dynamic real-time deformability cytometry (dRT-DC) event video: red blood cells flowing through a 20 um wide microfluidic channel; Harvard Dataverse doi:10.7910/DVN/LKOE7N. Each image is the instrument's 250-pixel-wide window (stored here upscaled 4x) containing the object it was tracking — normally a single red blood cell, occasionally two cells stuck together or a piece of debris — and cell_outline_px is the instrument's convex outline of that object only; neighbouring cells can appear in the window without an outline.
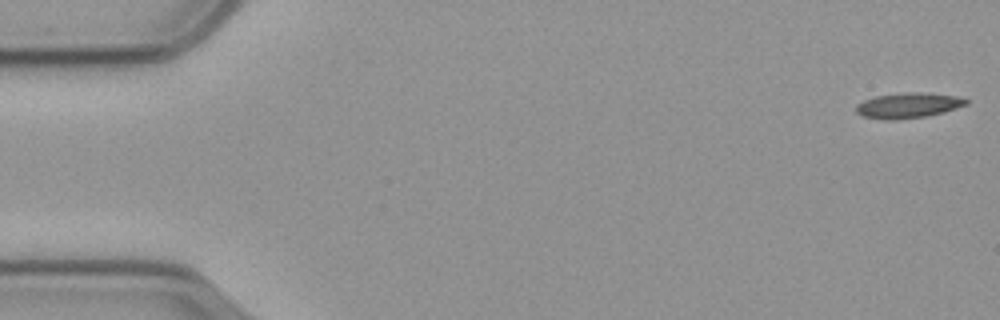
{"species": "common noctule bat (a hibernating species)", "species_latin": "Nyctalus noctula", "temperature_condition": "cold", "stored_images_in_passage": 57, "camera_frame_rate_fps": 3000, "um_per_image_px": 0.085, "animal": {"sex": "male", "body_mass_g": 23.1, "forearm_length_mm": 52.7}, "frame": {"image": 1, "passage_image": 1, "time_ms": 0.0, "image_size_px": [1000, 320], "cell_outline_px": [[968, 104], [944, 112], [924, 116], [896, 120], [884, 120], [864, 116], [856, 112], [856, 104], [864, 100], [876, 96], [908, 92], [920, 92], [956, 96], [968, 100]], "centroid_in_image_um": [77.18, 8.96], "position_along_channel_um": 7.8, "area_um2": 16.07}}
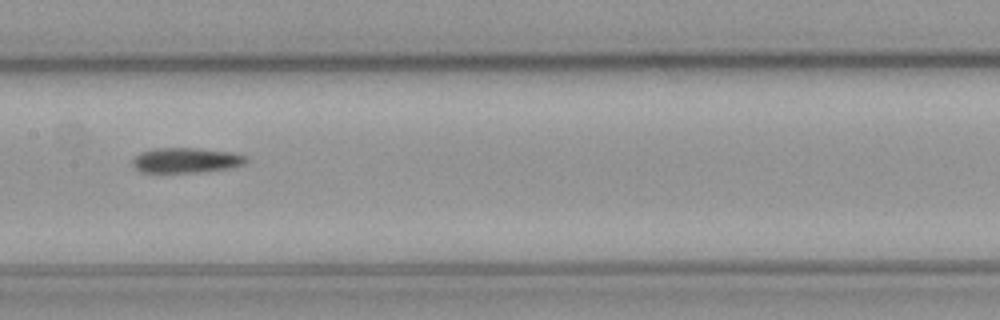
{"frame": {"image": 2, "passage_image": 28, "time_ms": 9.0, "image_size_px": [1000, 320], "cell_outline_px": [[248, 160], [244, 164], [232, 168], [196, 172], [140, 172], [132, 164], [132, 160], [140, 152], [152, 148], [196, 148], [232, 152], [248, 156]], "centroid_in_image_um": [15.83, 13.61], "position_along_channel_um": 191.6, "area_um2": 16.7}}
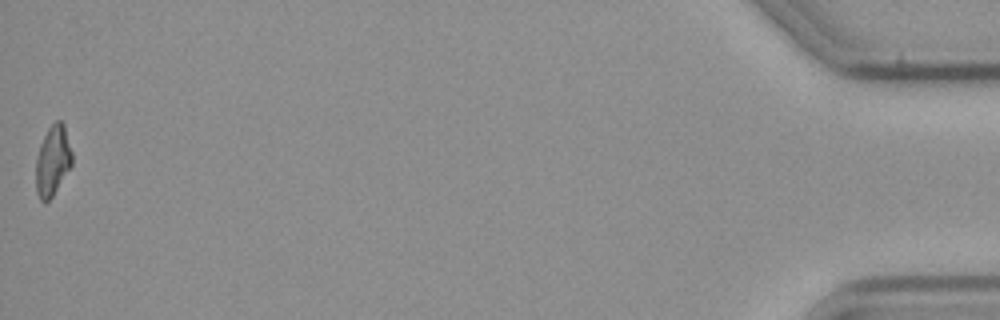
{"frame": {"image": 3, "passage_image": 57, "time_ms": 18.667, "image_size_px": [1000, 320], "cell_outline_px": [[72, 164], [52, 196], [44, 204], [40, 200], [36, 192], [36, 156], [40, 144], [48, 128], [56, 120], [60, 120], [64, 124], [72, 152]], "centroid_in_image_um": [4.47, 13.65], "position_along_channel_um": 430.7, "area_um2": 14.74}}